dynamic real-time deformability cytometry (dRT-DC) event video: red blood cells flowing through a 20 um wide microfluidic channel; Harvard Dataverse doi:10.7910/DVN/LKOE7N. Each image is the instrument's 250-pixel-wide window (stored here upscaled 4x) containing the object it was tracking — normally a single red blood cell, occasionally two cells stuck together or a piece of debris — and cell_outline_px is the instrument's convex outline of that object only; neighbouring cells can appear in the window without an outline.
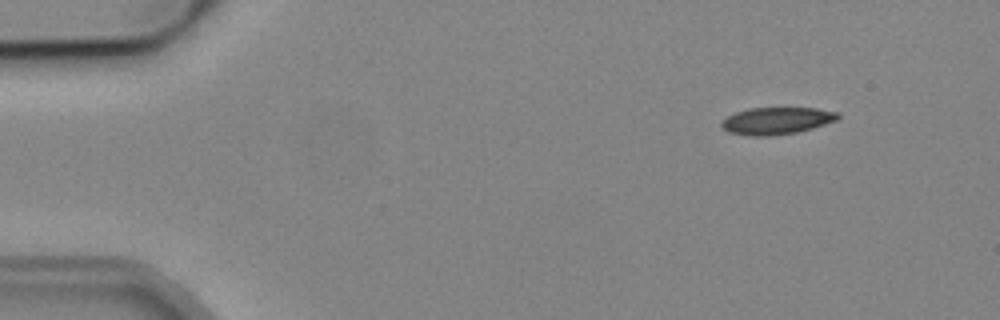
{"species": "common noctule bat (a hibernating species)", "species_latin": "Nyctalus noctula", "temperature_condition": "cold", "stored_images_in_passage": 4, "camera_frame_rate_fps": 3000, "um_per_image_px": 0.085, "animal": {"sex": "male", "body_mass_g": 19.2, "forearm_length_mm": 51.8}, "frame": {"image": 1, "passage_image": 2, "time_ms": 1.333, "image_size_px": [1000, 320], "cell_outline_px": [[840, 116], [836, 120], [812, 128], [796, 132], [768, 136], [752, 136], [728, 132], [720, 124], [728, 116], [736, 112], [748, 108], [816, 108], [840, 112]], "centroid_in_image_um": [66.03, 10.26], "position_along_channel_um": 19.0, "area_um2": 18.21}}